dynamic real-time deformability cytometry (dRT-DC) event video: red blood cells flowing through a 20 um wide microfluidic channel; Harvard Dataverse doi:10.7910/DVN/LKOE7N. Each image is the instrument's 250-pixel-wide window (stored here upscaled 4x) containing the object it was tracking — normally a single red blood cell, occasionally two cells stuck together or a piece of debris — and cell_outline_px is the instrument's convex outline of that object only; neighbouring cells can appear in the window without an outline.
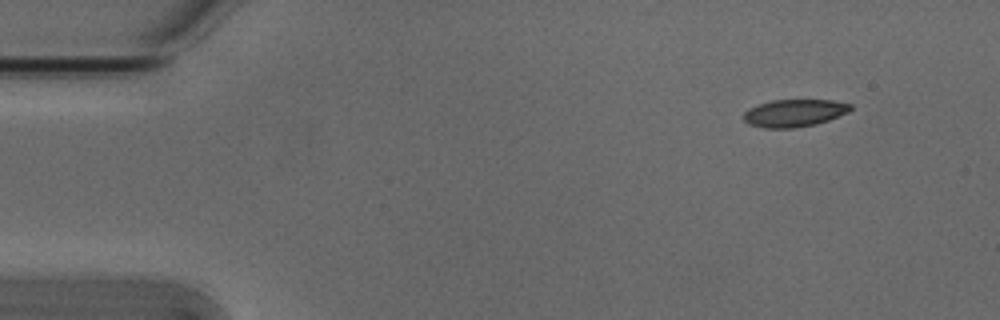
{"species": "Egyptian fruit bat (a non-hibernating species)", "species_latin": "Rousettus aegyptiacus", "temperature_condition": "cold", "stored_images_in_passage": 5, "camera_frame_rate_fps": 3000, "um_per_image_px": 0.085, "animal": {"sex": "male"}, "frame": {"image": 1, "passage_image": 1, "time_ms": 0.0, "image_size_px": [1000, 320], "cell_outline_px": [[852, 108], [848, 112], [828, 120], [816, 124], [792, 128], [764, 128], [748, 124], [744, 120], [744, 112], [748, 108], [772, 100], [832, 100], [852, 104]], "centroid_in_image_um": [67.51, 9.61], "position_along_channel_um": 17.5, "area_um2": 17.05}}
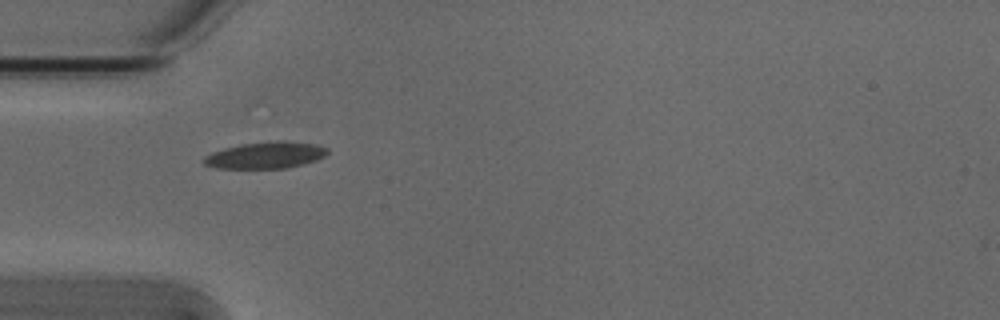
{"frame": {"image": 2, "passage_image": 4, "time_ms": 1.0, "image_size_px": [1000, 320], "cell_outline_px": [[328, 152], [324, 156], [316, 160], [288, 168], [216, 168], [204, 164], [200, 160], [204, 156], [212, 152], [224, 148], [240, 144], [276, 140], [284, 140], [316, 144], [328, 148]], "centroid_in_image_um": [22.55, 13.18], "position_along_channel_um": 62.4, "area_um2": 19.36}}
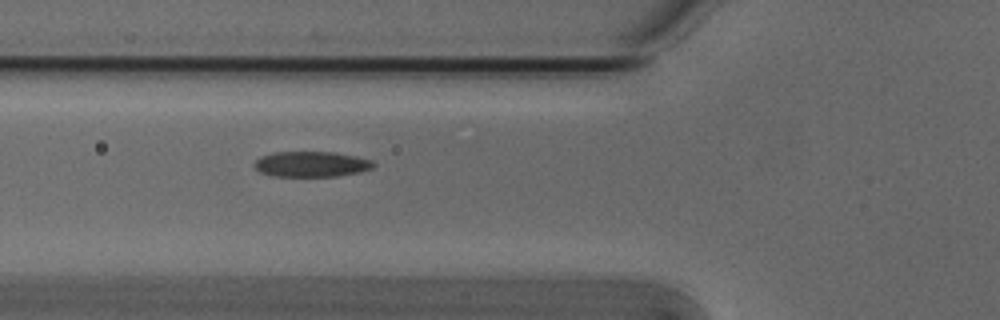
{"frame": {"image": 3, "passage_image": 5, "time_ms": 1.333, "image_size_px": [1000, 320], "cell_outline_px": [[376, 164], [372, 168], [360, 172], [336, 176], [272, 176], [260, 172], [252, 164], [260, 156], [276, 152], [336, 152], [356, 156], [372, 160]], "centroid_in_image_um": [26.47, 13.95], "position_along_channel_um": 99.3, "area_um2": 17.74}}